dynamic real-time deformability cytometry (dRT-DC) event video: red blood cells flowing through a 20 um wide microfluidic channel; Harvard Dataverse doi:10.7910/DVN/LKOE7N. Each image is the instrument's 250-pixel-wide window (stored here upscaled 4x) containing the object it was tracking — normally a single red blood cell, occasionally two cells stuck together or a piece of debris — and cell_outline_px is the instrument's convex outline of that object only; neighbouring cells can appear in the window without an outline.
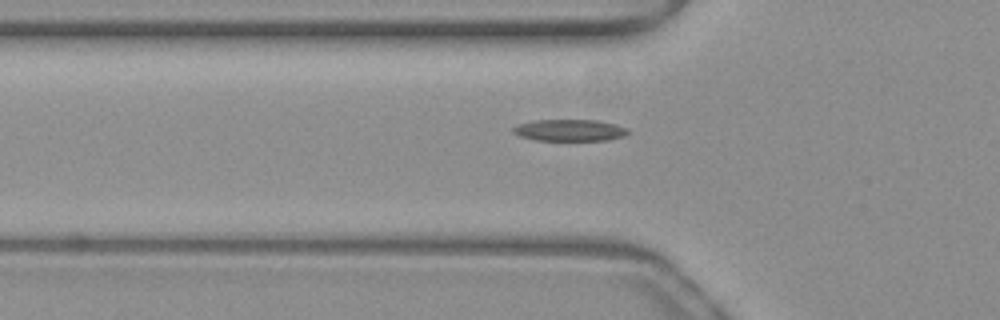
{"species": "common noctule bat (a hibernating species)", "species_latin": "Nyctalus noctula", "temperature_condition": "warm", "stored_images_in_passage": 38, "camera_frame_rate_fps": 3000, "um_per_image_px": 0.085, "animal": {"sex": "female", "body_mass_g": 19.3, "forearm_length_mm": 54.1}, "frame": {"image": 1, "passage_image": 11, "time_ms": 3.333, "image_size_px": [1000, 320], "cell_outline_px": [[628, 132], [624, 136], [608, 140], [536, 140], [520, 136], [512, 132], [512, 128], [516, 124], [532, 120], [600, 120], [616, 124], [628, 128]], "centroid_in_image_um": [48.41, 11.06], "position_along_channel_um": 77.4, "area_um2": 14.62}}
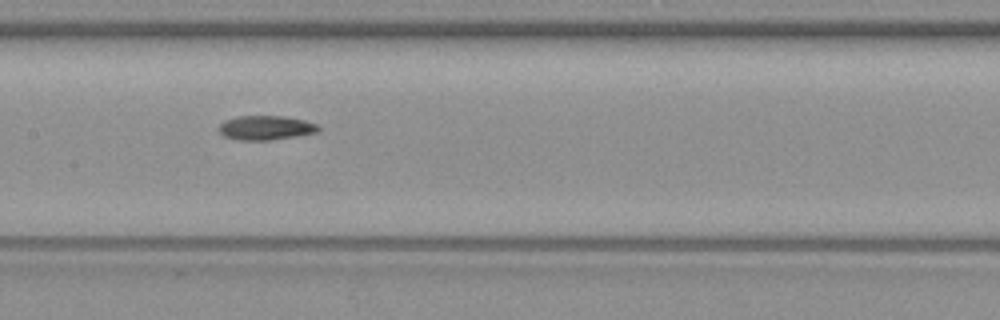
{"frame": {"image": 2, "passage_image": 19, "time_ms": 6.0, "image_size_px": [1000, 320], "cell_outline_px": [[320, 128], [316, 132], [296, 136], [272, 140], [236, 140], [224, 136], [220, 132], [220, 124], [224, 120], [236, 116], [284, 116], [304, 120], [316, 124]], "centroid_in_image_um": [22.56, 10.86], "position_along_channel_um": 184.8, "area_um2": 14.05}}
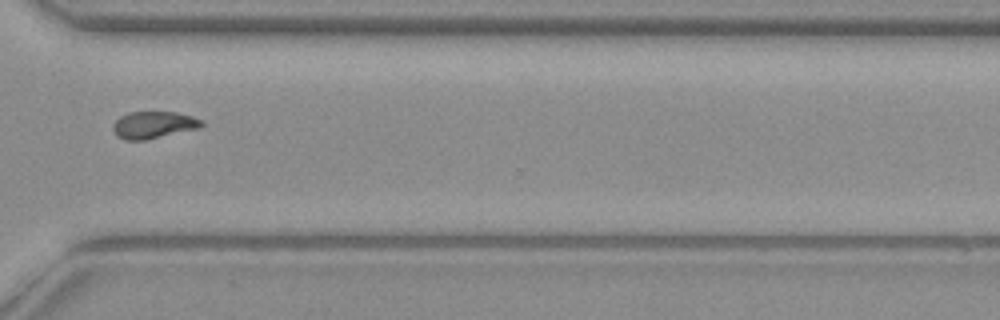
{"frame": {"image": 3, "passage_image": 32, "time_ms": 10.333, "image_size_px": [1000, 320], "cell_outline_px": [[204, 124], [200, 128], [144, 140], [124, 140], [116, 136], [112, 128], [116, 120], [120, 116], [128, 112], [176, 112], [192, 116], [200, 120]], "centroid_in_image_um": [13.03, 10.62], "position_along_channel_um": 357.6, "area_um2": 13.93}}